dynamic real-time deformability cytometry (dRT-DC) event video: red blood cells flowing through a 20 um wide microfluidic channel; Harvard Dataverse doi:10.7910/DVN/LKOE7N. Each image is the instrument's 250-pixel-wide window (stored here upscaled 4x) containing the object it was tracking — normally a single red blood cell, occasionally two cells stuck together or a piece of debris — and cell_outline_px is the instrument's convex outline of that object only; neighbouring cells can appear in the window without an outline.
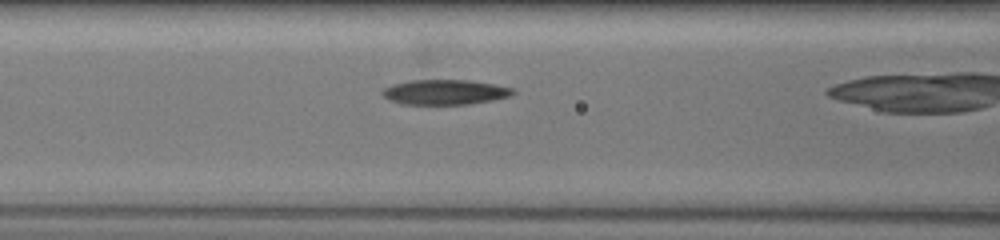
{"species": "common noctule bat (a hibernating species)", "species_latin": "Nyctalus noctula", "temperature_condition": "warm", "stored_images_in_passage": 49, "camera_frame_rate_fps": 3000, "um_per_image_px": 0.085, "animal": {"sex": "female", "body_mass_g": 19.5, "forearm_length_mm": 54.1}, "frame": {"image": 1, "passage_image": 7, "time_ms": 1.0, "image_size_px": [1000, 240], "cell_outline_px": [[516, 92], [512, 96], [492, 100], [468, 104], [404, 104], [392, 100], [384, 96], [380, 92], [384, 88], [392, 84], [412, 80], [472, 80], [516, 88]], "centroid_in_image_um": [37.88, 7.82], "position_along_channel_um": 128.7, "area_um2": 19.07}}
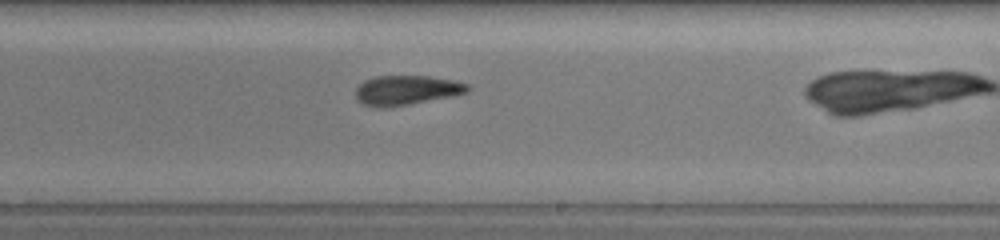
{"frame": {"image": 2, "passage_image": 33, "time_ms": 4.333, "image_size_px": [1000, 240], "cell_outline_px": [[472, 88], [468, 92], [456, 96], [408, 104], [364, 104], [356, 96], [356, 88], [364, 80], [376, 76], [432, 76], [452, 80], [468, 84]], "centroid_in_image_um": [34.68, 7.61], "position_along_channel_um": 254.3, "area_um2": 18.67}}
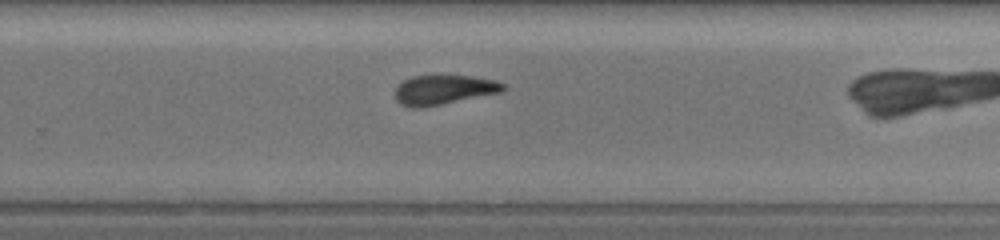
{"frame": {"image": 3, "passage_image": 40, "time_ms": 5.333, "image_size_px": [1000, 240], "cell_outline_px": [[508, 84], [500, 92], [420, 108], [412, 108], [400, 104], [396, 100], [396, 88], [404, 80], [412, 76], [476, 76], [496, 80]], "centroid_in_image_um": [37.73, 7.62], "position_along_channel_um": 292.1, "area_um2": 18.38}}